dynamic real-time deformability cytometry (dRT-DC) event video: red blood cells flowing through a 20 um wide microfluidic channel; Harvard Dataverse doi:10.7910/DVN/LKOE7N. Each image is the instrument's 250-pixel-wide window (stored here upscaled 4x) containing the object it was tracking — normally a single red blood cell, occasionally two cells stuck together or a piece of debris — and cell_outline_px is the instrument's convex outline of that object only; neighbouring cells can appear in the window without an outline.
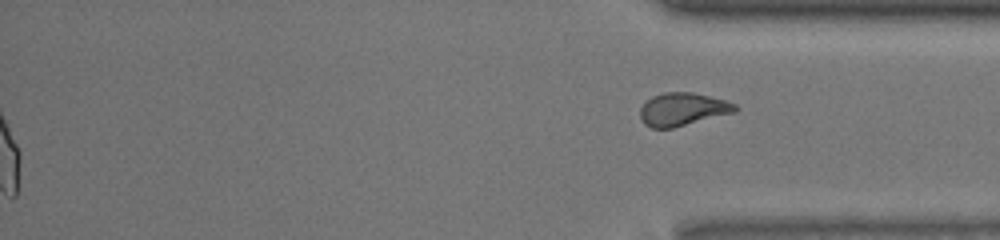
{"species": "common noctule bat (a hibernating species)", "species_latin": "Nyctalus noctula", "temperature_condition": "room temperature", "stored_images_in_passage": 44, "segment_of_instrument_passage": [2, 2], "camera_frame_rate_fps": 3000, "um_per_image_px": 0.085, "animal": {"sex": "male", "body_mass_g": 13.0, "forearm_length_mm": 53.1}, "frame": {"image": 1, "passage_image": 44, "time_ms": 14.333, "image_size_px": [1000, 240], "cell_outline_px": [[736, 112], [672, 128], [652, 128], [644, 124], [640, 120], [640, 108], [652, 96], [664, 92], [692, 92], [724, 100], [736, 104]], "centroid_in_image_um": [58.0, 9.29], "position_along_channel_um": 377.2, "area_um2": 18.15}}